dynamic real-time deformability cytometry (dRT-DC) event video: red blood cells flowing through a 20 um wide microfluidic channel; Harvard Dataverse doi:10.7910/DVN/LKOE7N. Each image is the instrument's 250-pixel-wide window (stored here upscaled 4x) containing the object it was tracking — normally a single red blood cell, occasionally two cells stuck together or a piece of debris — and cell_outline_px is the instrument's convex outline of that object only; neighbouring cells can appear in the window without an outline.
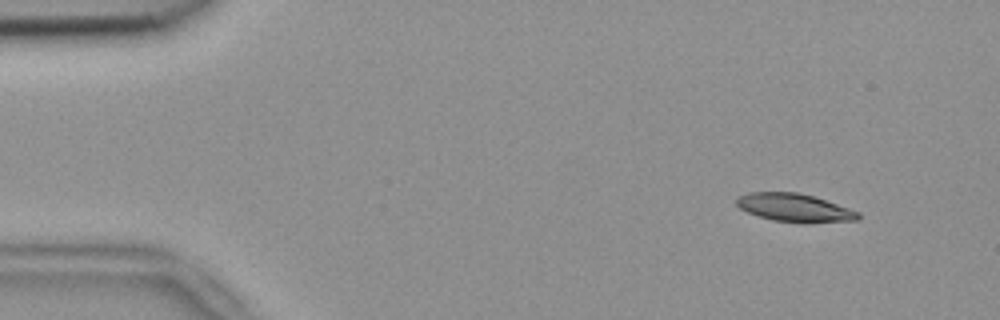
{"species": "common noctule bat (a hibernating species)", "species_latin": "Nyctalus noctula", "temperature_condition": "room temperature", "stored_images_in_passage": 49, "camera_frame_rate_fps": 3000, "um_per_image_px": 0.085, "animal": {"sex": "female", "body_mass_g": 18.4}, "frame": {"image": 1, "passage_image": 1, "time_ms": 0.0, "image_size_px": [1000, 320], "cell_outline_px": [[860, 220], [808, 224], [804, 224], [772, 220], [748, 212], [740, 208], [736, 204], [736, 200], [740, 196], [748, 192], [796, 192], [812, 196], [860, 212]], "centroid_in_image_um": [67.57, 17.68], "position_along_channel_um": 17.4, "area_um2": 20.06}}
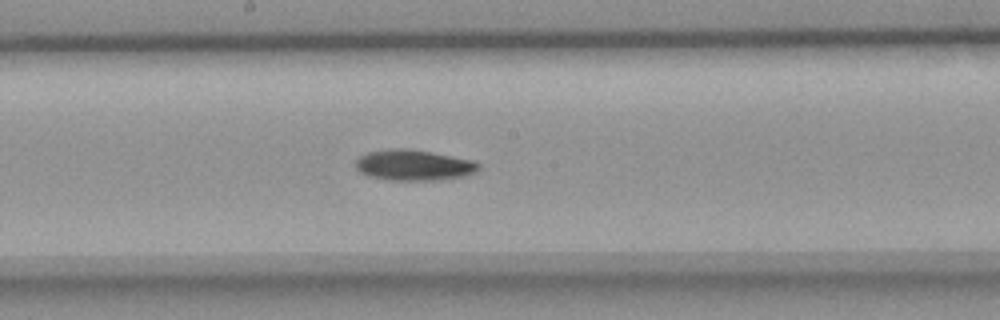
{"frame": {"image": 2, "passage_image": 24, "time_ms": 7.667, "image_size_px": [1000, 320], "cell_outline_px": [[480, 168], [476, 172], [468, 176], [440, 180], [388, 180], [368, 176], [360, 172], [356, 168], [356, 160], [360, 156], [368, 152], [388, 148], [408, 148], [432, 152], [472, 160], [480, 164]], "centroid_in_image_um": [35.18, 14.04], "position_along_channel_um": 213.0, "area_um2": 22.31}}
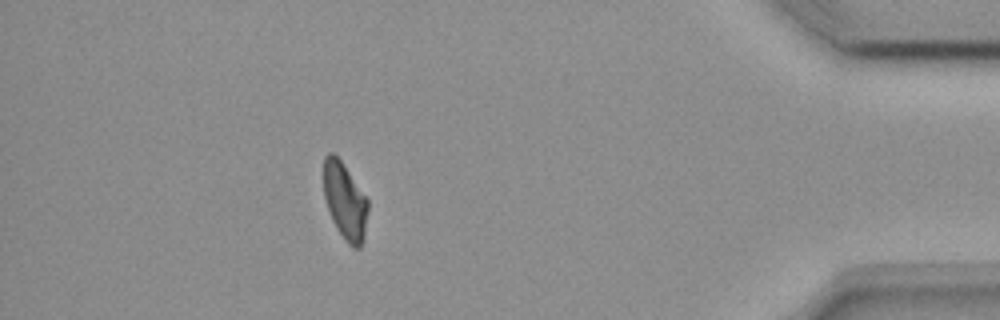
{"frame": {"image": 3, "passage_image": 43, "time_ms": 14.0, "image_size_px": [1000, 320], "cell_outline_px": [[368, 208], [364, 236], [360, 248], [352, 248], [344, 240], [336, 228], [332, 220], [324, 196], [324, 156], [328, 152], [332, 152], [340, 160], [368, 200]], "centroid_in_image_um": [29.31, 17.12], "position_along_channel_um": 405.9, "area_um2": 19.59}, "authors_computed_cell_mechanics": {"area_um2": 20.9236, "velocity_mm_per_s": 3.8297, "shape_relaxation_time_tau1_ms": 4.0055, "shape_relaxation_time_tau2_ms": null, "deformation_change_tau1": 0.1654, "deformation_change_tau2": null}}